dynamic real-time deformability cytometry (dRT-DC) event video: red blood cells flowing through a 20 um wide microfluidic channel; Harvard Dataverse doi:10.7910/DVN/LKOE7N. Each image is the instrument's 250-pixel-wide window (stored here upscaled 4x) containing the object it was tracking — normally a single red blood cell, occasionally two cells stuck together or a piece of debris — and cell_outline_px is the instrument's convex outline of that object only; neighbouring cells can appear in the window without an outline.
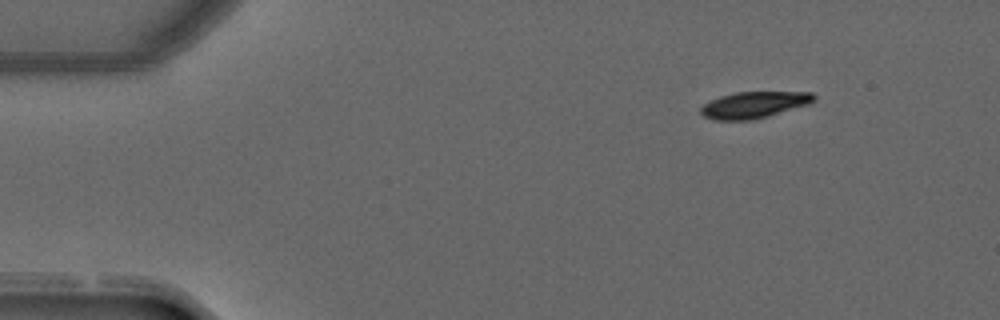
{"species": "common noctule bat (a hibernating species)", "species_latin": "Nyctalus noctula", "temperature_condition": "warm", "stored_images_in_passage": 46, "camera_frame_rate_fps": 3000, "um_per_image_px": 0.085, "animal": {"sex": "male", "forearm_length_mm": 52.5}, "frame": {"image": 1, "passage_image": 1, "time_ms": 0.0, "image_size_px": [1000, 320], "cell_outline_px": [[816, 100], [808, 104], [768, 116], [752, 120], [712, 120], [704, 116], [700, 112], [700, 108], [704, 104], [720, 96], [736, 92], [812, 92], [816, 96]], "centroid_in_image_um": [64.09, 8.91], "position_along_channel_um": 20.9, "area_um2": 17.4}}
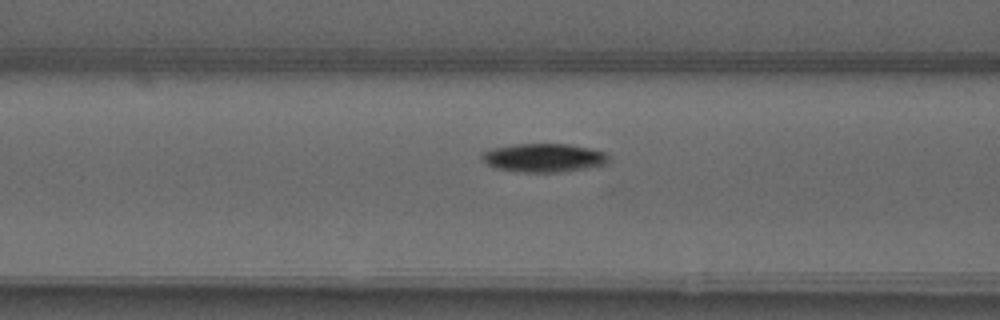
{"frame": {"image": 2, "passage_image": 15, "time_ms": 4.667, "image_size_px": [1000, 320], "cell_outline_px": [[608, 164], [564, 172], [516, 172], [496, 168], [488, 164], [480, 156], [484, 152], [492, 148], [516, 144], [568, 144], [588, 148], [604, 152], [608, 156]], "centroid_in_image_um": [46.23, 13.42], "position_along_channel_um": 120.4, "area_um2": 21.04}}
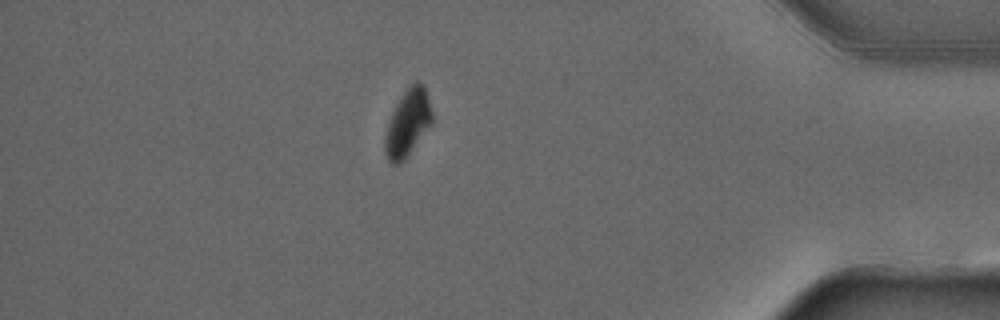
{"frame": {"image": 3, "passage_image": 39, "time_ms": 12.667, "image_size_px": [1000, 320], "cell_outline_px": [[432, 124], [404, 160], [400, 164], [392, 164], [388, 160], [384, 152], [384, 136], [392, 112], [400, 96], [416, 80], [424, 88], [432, 112]], "centroid_in_image_um": [34.63, 10.5], "position_along_channel_um": 400.6, "area_um2": 18.09}, "authors_computed_cell_mechanics": {"area_um2": 20.2011, "velocity_mm_per_s": 4.0046, "shape_relaxation_time_tau1_ms": 2.7498, "shape_relaxation_time_tau2_ms": null, "deformation_change_tau1": 0.1372, "deformation_change_tau2": null}}